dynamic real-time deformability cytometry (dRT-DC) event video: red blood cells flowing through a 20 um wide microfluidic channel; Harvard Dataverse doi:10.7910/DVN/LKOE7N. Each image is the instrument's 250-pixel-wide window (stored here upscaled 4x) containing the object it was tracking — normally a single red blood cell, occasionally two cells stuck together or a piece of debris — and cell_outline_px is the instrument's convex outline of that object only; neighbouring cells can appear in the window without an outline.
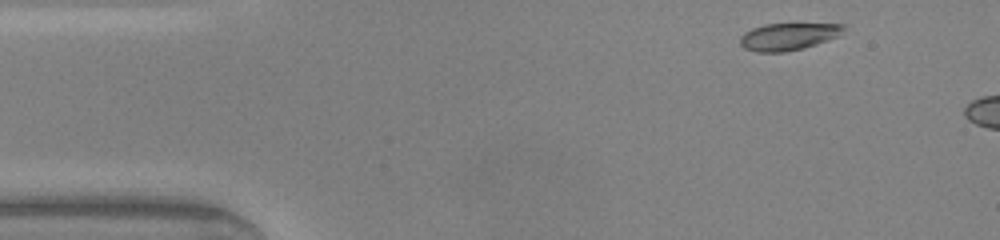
{"species": "common noctule bat (a hibernating species)", "species_latin": "Nyctalus noctula", "temperature_condition": "warm", "stored_images_in_passage": 5, "camera_frame_rate_fps": 3000, "um_per_image_px": 0.085, "animal": {"sex": "male", "body_mass_g": 20.0, "forearm_length_mm": 53.3}, "frame": {"image": 1, "passage_image": 2, "time_ms": 0.333, "image_size_px": [1000, 240], "cell_outline_px": [[844, 28], [840, 36], [804, 48], [784, 52], [756, 52], [744, 48], [740, 44], [740, 36], [744, 32], [752, 28], [764, 24], [844, 24]], "centroid_in_image_um": [66.98, 3.11], "position_along_channel_um": 18.0, "area_um2": 16.42}}